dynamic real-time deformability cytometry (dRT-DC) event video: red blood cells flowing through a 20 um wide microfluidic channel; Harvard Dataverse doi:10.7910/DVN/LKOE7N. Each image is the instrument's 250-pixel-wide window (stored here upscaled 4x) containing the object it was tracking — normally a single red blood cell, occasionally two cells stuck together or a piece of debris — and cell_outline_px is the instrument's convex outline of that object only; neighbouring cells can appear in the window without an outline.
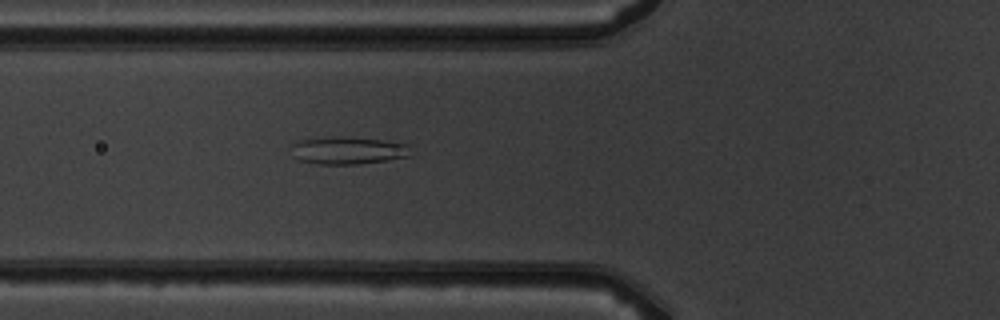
{"species": "common noctule bat (a hibernating species)", "species_latin": "Nyctalus noctula", "temperature_condition": "warm", "stored_images_in_passage": 4, "camera_frame_rate_fps": 3000, "um_per_image_px": 0.085, "animal": {"sex": "male", "body_mass_g": 19.5, "forearm_length_mm": 54.6}, "frame": {"image": 1, "passage_image": 4, "time_ms": 3.667, "image_size_px": [1000, 320], "cell_outline_px": [[408, 156], [388, 160], [356, 164], [320, 164], [300, 160], [292, 156], [292, 144], [300, 140], [332, 136], [340, 136], [380, 140], [408, 144]], "centroid_in_image_um": [29.52, 12.78], "position_along_channel_um": 96.3, "area_um2": 18.9}}